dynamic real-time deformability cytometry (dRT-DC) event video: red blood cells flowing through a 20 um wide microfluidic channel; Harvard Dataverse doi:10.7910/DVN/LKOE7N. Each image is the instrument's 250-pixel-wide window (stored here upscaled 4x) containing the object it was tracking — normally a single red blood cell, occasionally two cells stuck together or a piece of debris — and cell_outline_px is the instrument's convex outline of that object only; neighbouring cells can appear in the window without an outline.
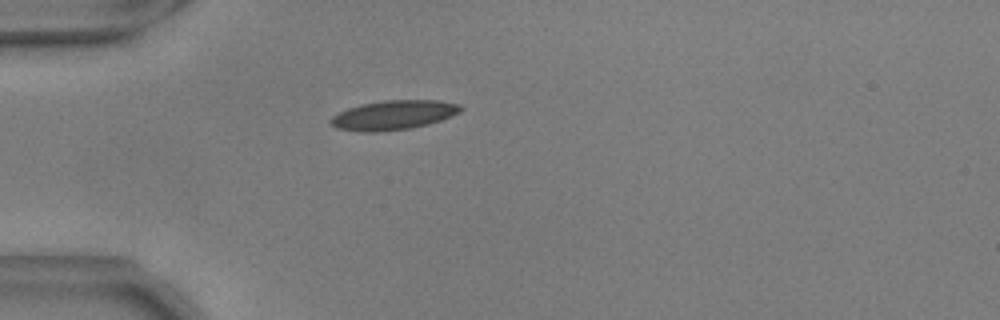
{"species": "common noctule bat (a hibernating species)", "species_latin": "Nyctalus noctula", "temperature_condition": "warm", "stored_images_in_passage": 7, "camera_frame_rate_fps": 3000, "um_per_image_px": 0.085, "animal": {"sex": "male", "body_mass_g": 17.9, "forearm_length_mm": 54.2}, "frame": {"image": 1, "passage_image": 2, "time_ms": 0.333, "image_size_px": [1000, 320], "cell_outline_px": [[464, 108], [460, 112], [440, 120], [428, 124], [412, 128], [376, 132], [360, 132], [336, 128], [328, 120], [332, 116], [348, 108], [364, 104], [384, 100], [440, 100], [460, 104]], "centroid_in_image_um": [33.46, 9.78], "position_along_channel_um": 51.5, "area_um2": 22.25}}